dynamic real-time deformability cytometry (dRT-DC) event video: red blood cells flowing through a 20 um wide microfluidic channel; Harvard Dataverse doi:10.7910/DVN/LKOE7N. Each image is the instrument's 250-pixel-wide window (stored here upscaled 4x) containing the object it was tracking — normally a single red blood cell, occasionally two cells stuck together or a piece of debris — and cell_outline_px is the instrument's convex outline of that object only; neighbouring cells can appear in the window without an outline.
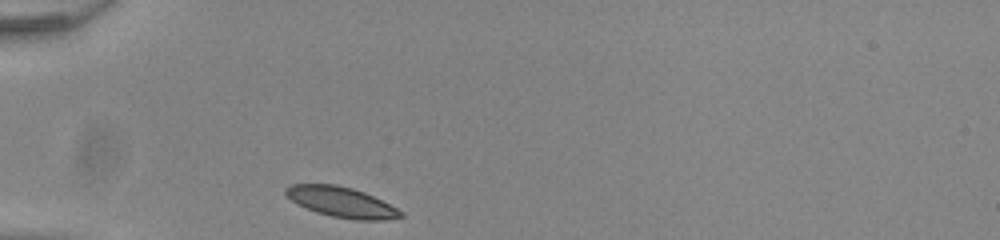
{"species": "common noctule bat (a hibernating species)", "species_latin": "Nyctalus noctula", "temperature_condition": "room temperature", "stored_images_in_passage": 29, "camera_frame_rate_fps": 3000, "um_per_image_px": 0.085, "animal": {"sex": "male", "body_mass_g": 20.0, "forearm_length_mm": 53.3}, "frame": {"image": 1, "passage_image": 1, "time_ms": 0.0, "image_size_px": [1000, 240], "cell_outline_px": [[404, 216], [384, 220], [356, 220], [332, 216], [316, 212], [292, 200], [284, 192], [284, 188], [292, 184], [336, 184], [352, 188], [364, 192], [404, 212]], "centroid_in_image_um": [29.03, 17.17], "position_along_channel_um": 56.0, "area_um2": 20.0}}
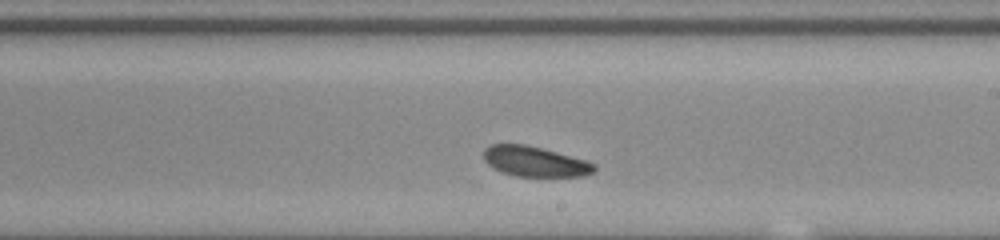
{"frame": {"image": 2, "passage_image": 17, "time_ms": 5.333, "image_size_px": [1000, 240], "cell_outline_px": [[596, 168], [592, 172], [584, 176], [516, 176], [500, 172], [492, 168], [484, 160], [484, 148], [492, 144], [524, 144], [556, 152], [584, 160], [596, 164]], "centroid_in_image_um": [45.42, 13.73], "position_along_channel_um": 243.6, "area_um2": 19.31}}
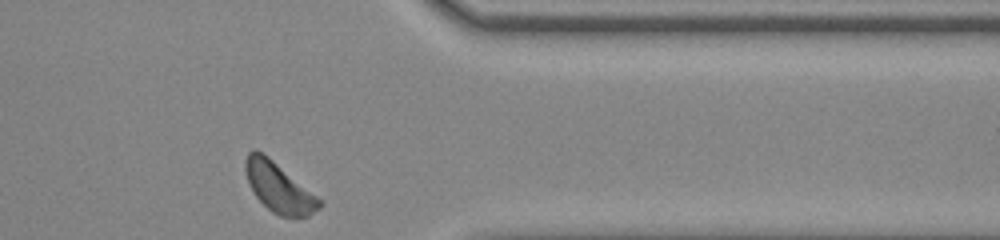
{"frame": {"image": 3, "passage_image": 29, "time_ms": 9.333, "image_size_px": [1000, 240], "cell_outline_px": [[324, 204], [320, 208], [308, 216], [280, 216], [272, 212], [256, 196], [248, 180], [244, 168], [244, 160], [248, 152], [252, 148], [256, 148], [268, 156], [324, 200]], "centroid_in_image_um": [23.73, 15.9], "position_along_channel_um": 387.7, "area_um2": 21.56}, "authors_computed_cell_mechanics": {"area_um2": 20.3456, "velocity_mm_per_s": 3.8086, "shape_relaxation_time_tau1_ms": 0.6733, "shape_relaxation_time_tau2_ms": null, "deformation_change_tau1": 0.0483, "deformation_change_tau2": null}}